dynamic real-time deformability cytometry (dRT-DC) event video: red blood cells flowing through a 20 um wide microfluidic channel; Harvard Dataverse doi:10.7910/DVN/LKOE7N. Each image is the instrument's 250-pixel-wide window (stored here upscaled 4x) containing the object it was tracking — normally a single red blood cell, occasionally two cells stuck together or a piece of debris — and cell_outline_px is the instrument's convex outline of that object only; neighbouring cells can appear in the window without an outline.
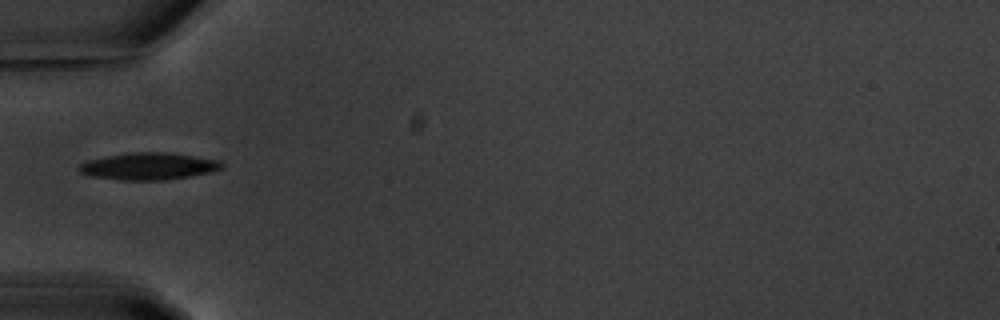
{"species": "common noctule bat (a hibernating species)", "species_latin": "Nyctalus noctula", "temperature_condition": "warm", "stored_images_in_passage": 1, "camera_frame_rate_fps": 3000, "um_per_image_px": 0.085, "animal": {"sex": "male", "body_mass_g": 20.1, "forearm_length_mm": 53.5}, "frame": {"image": 1, "passage_image": 1, "time_ms": 0.0, "image_size_px": [1000, 320], "cell_outline_px": [[224, 168], [208, 172], [188, 176], [164, 180], [120, 180], [92, 176], [80, 172], [76, 168], [80, 164], [88, 160], [128, 152], [164, 152], [224, 160]], "centroid_in_image_um": [12.65, 14.12], "position_along_channel_um": 72.3, "area_um2": 22.48}}